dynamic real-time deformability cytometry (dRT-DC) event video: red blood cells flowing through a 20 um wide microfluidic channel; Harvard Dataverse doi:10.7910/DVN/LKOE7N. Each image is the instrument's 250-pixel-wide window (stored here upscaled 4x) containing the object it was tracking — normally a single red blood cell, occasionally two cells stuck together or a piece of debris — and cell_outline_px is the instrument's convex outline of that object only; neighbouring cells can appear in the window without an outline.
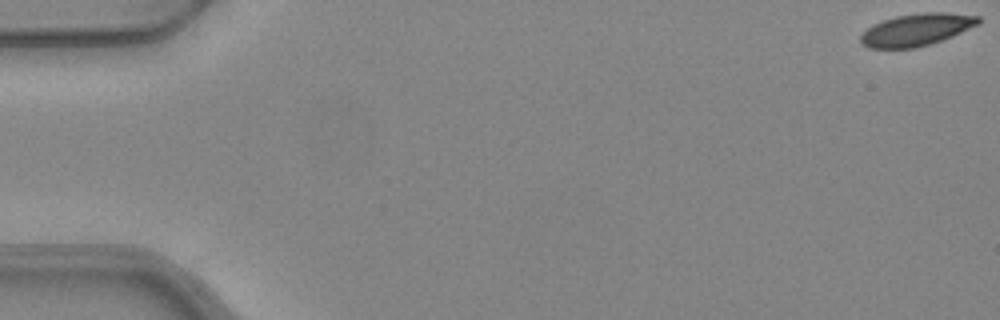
{"species": "common noctule bat (a hibernating species)", "species_latin": "Nyctalus noctula", "temperature_condition": "warm", "stored_images_in_passage": 53, "camera_frame_rate_fps": 3000, "um_per_image_px": 0.085, "animal": {"sex": "female", "body_mass_g": 24.6, "forearm_length_mm": 56.2}, "frame": {"image": 1, "passage_image": 1, "time_ms": 0.0, "image_size_px": [1000, 320], "cell_outline_px": [[980, 24], [952, 36], [916, 48], [868, 48], [860, 44], [860, 36], [868, 28], [884, 20], [896, 16], [924, 12], [944, 12], [980, 16]], "centroid_in_image_um": [77.91, 2.52], "position_along_channel_um": 7.1, "area_um2": 21.91}}
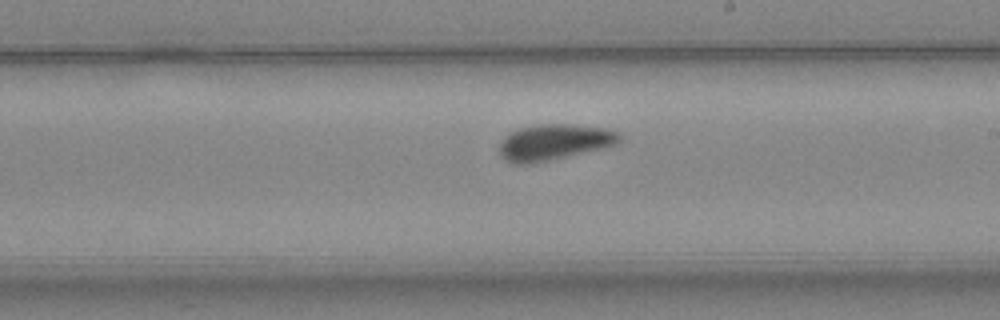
{"frame": {"image": 2, "passage_image": 31, "time_ms": 10.0, "image_size_px": [1000, 320], "cell_outline_px": [[620, 140], [616, 144], [600, 148], [532, 164], [512, 164], [504, 160], [500, 156], [500, 140], [508, 132], [520, 128], [540, 124], [572, 124], [604, 128], [620, 132]], "centroid_in_image_um": [47.03, 12.08], "position_along_channel_um": 242.0, "area_um2": 25.09}}
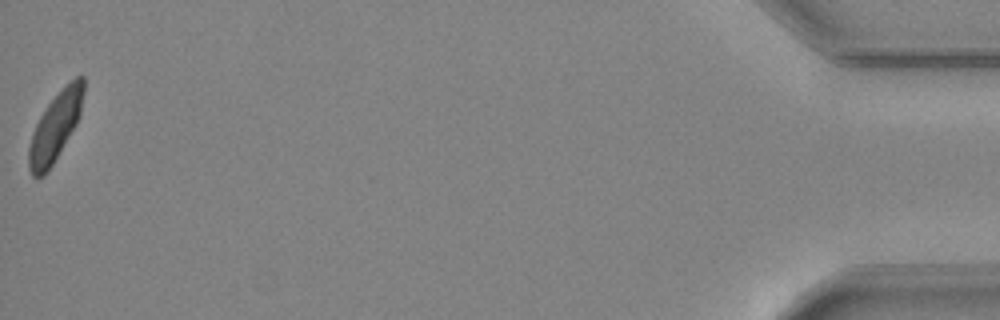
{"frame": {"image": 3, "passage_image": 53, "time_ms": 17.333, "image_size_px": [1000, 320], "cell_outline_px": [[84, 92], [80, 116], [76, 124], [52, 164], [44, 176], [36, 180], [32, 176], [28, 168], [28, 148], [32, 132], [40, 116], [48, 104], [76, 76], [84, 76]], "centroid_in_image_um": [4.68, 10.83], "position_along_channel_um": 430.5, "area_um2": 21.5}, "authors_computed_cell_mechanics": {"area_um2": 23.4668, "velocity_mm_per_s": 3.9435, "shape_relaxation_time_tau1_ms": 4.267, "shape_relaxation_time_tau2_ms": 5.0975, "deformation_change_tau1": 0.1176, "deformation_change_tau2": 0.0679}}